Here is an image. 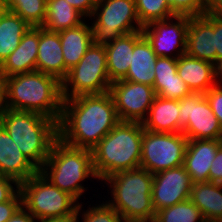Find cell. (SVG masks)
I'll list each match as a JSON object with an SVG mask.
<instances>
[{"label":"cell","instance_id":"20","mask_svg":"<svg viewBox=\"0 0 222 222\" xmlns=\"http://www.w3.org/2000/svg\"><path fill=\"white\" fill-rule=\"evenodd\" d=\"M186 54L216 65L215 32L213 25L203 15L190 17Z\"/></svg>","mask_w":222,"mask_h":222},{"label":"cell","instance_id":"12","mask_svg":"<svg viewBox=\"0 0 222 222\" xmlns=\"http://www.w3.org/2000/svg\"><path fill=\"white\" fill-rule=\"evenodd\" d=\"M189 20V16L175 15L144 26L142 32L158 57L178 59L186 53Z\"/></svg>","mask_w":222,"mask_h":222},{"label":"cell","instance_id":"33","mask_svg":"<svg viewBox=\"0 0 222 222\" xmlns=\"http://www.w3.org/2000/svg\"><path fill=\"white\" fill-rule=\"evenodd\" d=\"M166 3L177 16H201L206 8V0H166Z\"/></svg>","mask_w":222,"mask_h":222},{"label":"cell","instance_id":"15","mask_svg":"<svg viewBox=\"0 0 222 222\" xmlns=\"http://www.w3.org/2000/svg\"><path fill=\"white\" fill-rule=\"evenodd\" d=\"M38 171L0 125V175L10 177L20 184Z\"/></svg>","mask_w":222,"mask_h":222},{"label":"cell","instance_id":"3","mask_svg":"<svg viewBox=\"0 0 222 222\" xmlns=\"http://www.w3.org/2000/svg\"><path fill=\"white\" fill-rule=\"evenodd\" d=\"M108 194L103 198L125 222H153L156 211L152 203L153 174L144 168L120 171L105 178ZM110 191V192H109ZM111 193V194H110Z\"/></svg>","mask_w":222,"mask_h":222},{"label":"cell","instance_id":"7","mask_svg":"<svg viewBox=\"0 0 222 222\" xmlns=\"http://www.w3.org/2000/svg\"><path fill=\"white\" fill-rule=\"evenodd\" d=\"M22 205L38 220L72 214L78 202L54 186L40 171L19 184Z\"/></svg>","mask_w":222,"mask_h":222},{"label":"cell","instance_id":"28","mask_svg":"<svg viewBox=\"0 0 222 222\" xmlns=\"http://www.w3.org/2000/svg\"><path fill=\"white\" fill-rule=\"evenodd\" d=\"M0 5L18 14L31 27H42L45 22L47 0H0Z\"/></svg>","mask_w":222,"mask_h":222},{"label":"cell","instance_id":"30","mask_svg":"<svg viewBox=\"0 0 222 222\" xmlns=\"http://www.w3.org/2000/svg\"><path fill=\"white\" fill-rule=\"evenodd\" d=\"M135 5L138 19L143 27L154 21L175 16L166 0H135Z\"/></svg>","mask_w":222,"mask_h":222},{"label":"cell","instance_id":"42","mask_svg":"<svg viewBox=\"0 0 222 222\" xmlns=\"http://www.w3.org/2000/svg\"><path fill=\"white\" fill-rule=\"evenodd\" d=\"M205 13L222 18V0H206Z\"/></svg>","mask_w":222,"mask_h":222},{"label":"cell","instance_id":"14","mask_svg":"<svg viewBox=\"0 0 222 222\" xmlns=\"http://www.w3.org/2000/svg\"><path fill=\"white\" fill-rule=\"evenodd\" d=\"M185 167L178 166L153 175L152 203L157 212L189 199L192 188Z\"/></svg>","mask_w":222,"mask_h":222},{"label":"cell","instance_id":"29","mask_svg":"<svg viewBox=\"0 0 222 222\" xmlns=\"http://www.w3.org/2000/svg\"><path fill=\"white\" fill-rule=\"evenodd\" d=\"M153 222H205L200 209L190 200L156 212Z\"/></svg>","mask_w":222,"mask_h":222},{"label":"cell","instance_id":"17","mask_svg":"<svg viewBox=\"0 0 222 222\" xmlns=\"http://www.w3.org/2000/svg\"><path fill=\"white\" fill-rule=\"evenodd\" d=\"M39 44V27H31L24 33L19 46L1 63L4 77L36 71Z\"/></svg>","mask_w":222,"mask_h":222},{"label":"cell","instance_id":"10","mask_svg":"<svg viewBox=\"0 0 222 222\" xmlns=\"http://www.w3.org/2000/svg\"><path fill=\"white\" fill-rule=\"evenodd\" d=\"M188 144L183 133L143 131L140 167L153 175L182 166Z\"/></svg>","mask_w":222,"mask_h":222},{"label":"cell","instance_id":"43","mask_svg":"<svg viewBox=\"0 0 222 222\" xmlns=\"http://www.w3.org/2000/svg\"><path fill=\"white\" fill-rule=\"evenodd\" d=\"M39 222H80V221L78 219L77 209H76L72 214L48 218L40 220Z\"/></svg>","mask_w":222,"mask_h":222},{"label":"cell","instance_id":"34","mask_svg":"<svg viewBox=\"0 0 222 222\" xmlns=\"http://www.w3.org/2000/svg\"><path fill=\"white\" fill-rule=\"evenodd\" d=\"M155 81L169 82L177 73V59L171 57H158L155 65Z\"/></svg>","mask_w":222,"mask_h":222},{"label":"cell","instance_id":"9","mask_svg":"<svg viewBox=\"0 0 222 222\" xmlns=\"http://www.w3.org/2000/svg\"><path fill=\"white\" fill-rule=\"evenodd\" d=\"M89 20L96 44H106L143 28L136 13L135 0H98Z\"/></svg>","mask_w":222,"mask_h":222},{"label":"cell","instance_id":"24","mask_svg":"<svg viewBox=\"0 0 222 222\" xmlns=\"http://www.w3.org/2000/svg\"><path fill=\"white\" fill-rule=\"evenodd\" d=\"M157 58L152 45L143 35L134 45L131 64L123 80L153 87Z\"/></svg>","mask_w":222,"mask_h":222},{"label":"cell","instance_id":"4","mask_svg":"<svg viewBox=\"0 0 222 222\" xmlns=\"http://www.w3.org/2000/svg\"><path fill=\"white\" fill-rule=\"evenodd\" d=\"M143 125L120 121L91 150L93 169L98 178L140 167Z\"/></svg>","mask_w":222,"mask_h":222},{"label":"cell","instance_id":"8","mask_svg":"<svg viewBox=\"0 0 222 222\" xmlns=\"http://www.w3.org/2000/svg\"><path fill=\"white\" fill-rule=\"evenodd\" d=\"M63 98L83 94H101L110 89L104 44L92 43L79 63L61 82Z\"/></svg>","mask_w":222,"mask_h":222},{"label":"cell","instance_id":"6","mask_svg":"<svg viewBox=\"0 0 222 222\" xmlns=\"http://www.w3.org/2000/svg\"><path fill=\"white\" fill-rule=\"evenodd\" d=\"M60 190L71 195L78 203L88 187L84 182L97 180L93 169L92 151L75 148L58 139L52 146L49 156L39 170ZM87 179V180H86Z\"/></svg>","mask_w":222,"mask_h":222},{"label":"cell","instance_id":"31","mask_svg":"<svg viewBox=\"0 0 222 222\" xmlns=\"http://www.w3.org/2000/svg\"><path fill=\"white\" fill-rule=\"evenodd\" d=\"M103 202V203H102ZM83 202L77 206V216L82 222H125L122 216L106 201H101L94 206L88 205V209L83 208ZM82 219H81V218Z\"/></svg>","mask_w":222,"mask_h":222},{"label":"cell","instance_id":"18","mask_svg":"<svg viewBox=\"0 0 222 222\" xmlns=\"http://www.w3.org/2000/svg\"><path fill=\"white\" fill-rule=\"evenodd\" d=\"M36 71L51 75L60 82L65 79V62L58 32L39 27Z\"/></svg>","mask_w":222,"mask_h":222},{"label":"cell","instance_id":"26","mask_svg":"<svg viewBox=\"0 0 222 222\" xmlns=\"http://www.w3.org/2000/svg\"><path fill=\"white\" fill-rule=\"evenodd\" d=\"M30 28L18 14L0 5V66L20 44L24 33Z\"/></svg>","mask_w":222,"mask_h":222},{"label":"cell","instance_id":"35","mask_svg":"<svg viewBox=\"0 0 222 222\" xmlns=\"http://www.w3.org/2000/svg\"><path fill=\"white\" fill-rule=\"evenodd\" d=\"M208 100L211 110L217 117L219 124L222 128V85L218 83L210 88L205 94Z\"/></svg>","mask_w":222,"mask_h":222},{"label":"cell","instance_id":"25","mask_svg":"<svg viewBox=\"0 0 222 222\" xmlns=\"http://www.w3.org/2000/svg\"><path fill=\"white\" fill-rule=\"evenodd\" d=\"M189 199L200 209L205 221H222V184L194 183Z\"/></svg>","mask_w":222,"mask_h":222},{"label":"cell","instance_id":"22","mask_svg":"<svg viewBox=\"0 0 222 222\" xmlns=\"http://www.w3.org/2000/svg\"><path fill=\"white\" fill-rule=\"evenodd\" d=\"M179 101L165 99L156 95L143 128L156 133H179Z\"/></svg>","mask_w":222,"mask_h":222},{"label":"cell","instance_id":"27","mask_svg":"<svg viewBox=\"0 0 222 222\" xmlns=\"http://www.w3.org/2000/svg\"><path fill=\"white\" fill-rule=\"evenodd\" d=\"M87 20L65 0H47L46 17L42 27L60 32L76 27Z\"/></svg>","mask_w":222,"mask_h":222},{"label":"cell","instance_id":"32","mask_svg":"<svg viewBox=\"0 0 222 222\" xmlns=\"http://www.w3.org/2000/svg\"><path fill=\"white\" fill-rule=\"evenodd\" d=\"M153 88L157 96L178 101L192 93L178 73L169 82H154Z\"/></svg>","mask_w":222,"mask_h":222},{"label":"cell","instance_id":"45","mask_svg":"<svg viewBox=\"0 0 222 222\" xmlns=\"http://www.w3.org/2000/svg\"><path fill=\"white\" fill-rule=\"evenodd\" d=\"M217 83L222 85V64L217 67Z\"/></svg>","mask_w":222,"mask_h":222},{"label":"cell","instance_id":"37","mask_svg":"<svg viewBox=\"0 0 222 222\" xmlns=\"http://www.w3.org/2000/svg\"><path fill=\"white\" fill-rule=\"evenodd\" d=\"M203 16L213 25L215 32L216 67H218L222 64V18L208 13H204Z\"/></svg>","mask_w":222,"mask_h":222},{"label":"cell","instance_id":"38","mask_svg":"<svg viewBox=\"0 0 222 222\" xmlns=\"http://www.w3.org/2000/svg\"><path fill=\"white\" fill-rule=\"evenodd\" d=\"M19 190V184L12 178L0 175V203L8 201Z\"/></svg>","mask_w":222,"mask_h":222},{"label":"cell","instance_id":"41","mask_svg":"<svg viewBox=\"0 0 222 222\" xmlns=\"http://www.w3.org/2000/svg\"><path fill=\"white\" fill-rule=\"evenodd\" d=\"M7 222H39L23 205Z\"/></svg>","mask_w":222,"mask_h":222},{"label":"cell","instance_id":"21","mask_svg":"<svg viewBox=\"0 0 222 222\" xmlns=\"http://www.w3.org/2000/svg\"><path fill=\"white\" fill-rule=\"evenodd\" d=\"M142 36V31H134L104 44L108 76L111 83L126 77L131 64L134 45Z\"/></svg>","mask_w":222,"mask_h":222},{"label":"cell","instance_id":"19","mask_svg":"<svg viewBox=\"0 0 222 222\" xmlns=\"http://www.w3.org/2000/svg\"><path fill=\"white\" fill-rule=\"evenodd\" d=\"M177 73L193 93L205 94L217 84V67L186 53L177 59Z\"/></svg>","mask_w":222,"mask_h":222},{"label":"cell","instance_id":"23","mask_svg":"<svg viewBox=\"0 0 222 222\" xmlns=\"http://www.w3.org/2000/svg\"><path fill=\"white\" fill-rule=\"evenodd\" d=\"M65 62V78L68 71L77 65L93 43L91 25L86 20L80 25L58 32Z\"/></svg>","mask_w":222,"mask_h":222},{"label":"cell","instance_id":"5","mask_svg":"<svg viewBox=\"0 0 222 222\" xmlns=\"http://www.w3.org/2000/svg\"><path fill=\"white\" fill-rule=\"evenodd\" d=\"M0 125L39 170L59 139L58 122L37 112L6 108L0 117Z\"/></svg>","mask_w":222,"mask_h":222},{"label":"cell","instance_id":"40","mask_svg":"<svg viewBox=\"0 0 222 222\" xmlns=\"http://www.w3.org/2000/svg\"><path fill=\"white\" fill-rule=\"evenodd\" d=\"M79 11L87 20L92 16L98 0H65Z\"/></svg>","mask_w":222,"mask_h":222},{"label":"cell","instance_id":"1","mask_svg":"<svg viewBox=\"0 0 222 222\" xmlns=\"http://www.w3.org/2000/svg\"><path fill=\"white\" fill-rule=\"evenodd\" d=\"M63 99L58 133L66 145L92 150L120 122L109 91Z\"/></svg>","mask_w":222,"mask_h":222},{"label":"cell","instance_id":"13","mask_svg":"<svg viewBox=\"0 0 222 222\" xmlns=\"http://www.w3.org/2000/svg\"><path fill=\"white\" fill-rule=\"evenodd\" d=\"M109 92L120 121L129 122L142 123L156 97L153 87L126 80L112 82Z\"/></svg>","mask_w":222,"mask_h":222},{"label":"cell","instance_id":"16","mask_svg":"<svg viewBox=\"0 0 222 222\" xmlns=\"http://www.w3.org/2000/svg\"><path fill=\"white\" fill-rule=\"evenodd\" d=\"M220 140H188L184 164L192 183L209 182V170L219 147Z\"/></svg>","mask_w":222,"mask_h":222},{"label":"cell","instance_id":"2","mask_svg":"<svg viewBox=\"0 0 222 222\" xmlns=\"http://www.w3.org/2000/svg\"><path fill=\"white\" fill-rule=\"evenodd\" d=\"M63 100L61 82L51 75L33 71L5 77L8 109L37 112L59 123Z\"/></svg>","mask_w":222,"mask_h":222},{"label":"cell","instance_id":"39","mask_svg":"<svg viewBox=\"0 0 222 222\" xmlns=\"http://www.w3.org/2000/svg\"><path fill=\"white\" fill-rule=\"evenodd\" d=\"M209 182L222 184V145L219 147L209 170Z\"/></svg>","mask_w":222,"mask_h":222},{"label":"cell","instance_id":"44","mask_svg":"<svg viewBox=\"0 0 222 222\" xmlns=\"http://www.w3.org/2000/svg\"><path fill=\"white\" fill-rule=\"evenodd\" d=\"M6 110L5 103V77L0 72V117Z\"/></svg>","mask_w":222,"mask_h":222},{"label":"cell","instance_id":"36","mask_svg":"<svg viewBox=\"0 0 222 222\" xmlns=\"http://www.w3.org/2000/svg\"><path fill=\"white\" fill-rule=\"evenodd\" d=\"M22 206V196L18 190L8 201L0 203V222H7Z\"/></svg>","mask_w":222,"mask_h":222},{"label":"cell","instance_id":"11","mask_svg":"<svg viewBox=\"0 0 222 222\" xmlns=\"http://www.w3.org/2000/svg\"><path fill=\"white\" fill-rule=\"evenodd\" d=\"M179 133L188 140L222 139V128L202 93H191L179 100Z\"/></svg>","mask_w":222,"mask_h":222}]
</instances>
